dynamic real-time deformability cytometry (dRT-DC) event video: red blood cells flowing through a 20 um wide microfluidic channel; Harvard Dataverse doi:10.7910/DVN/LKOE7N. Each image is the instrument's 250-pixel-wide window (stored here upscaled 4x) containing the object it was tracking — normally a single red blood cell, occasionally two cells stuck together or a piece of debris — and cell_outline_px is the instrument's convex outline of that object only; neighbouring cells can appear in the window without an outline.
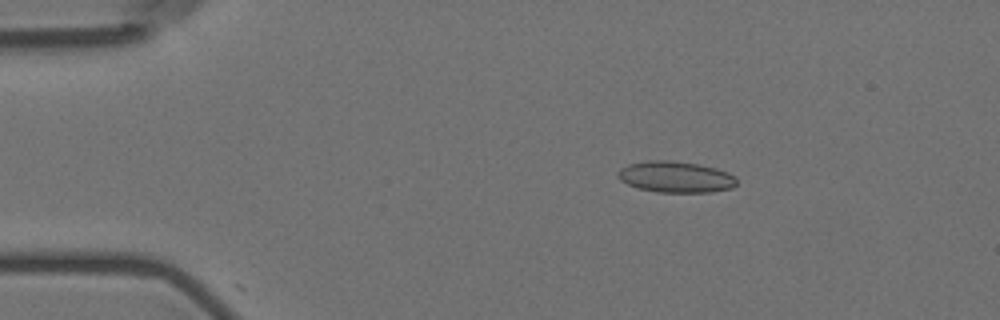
{"species": "Egyptian fruit bat (a non-hibernating species)", "species_latin": "Rousettus aegyptiacus", "temperature_condition": "room temperature", "stored_images_in_passage": 4, "camera_frame_rate_fps": 3000, "um_per_image_px": 0.085, "animal": {"sex": "female"}, "frame": {"image": 1, "passage_image": 3, "time_ms": 2.333, "image_size_px": [1000, 320], "cell_outline_px": [[736, 184], [732, 188], [712, 192], [656, 192], [640, 188], [628, 184], [620, 180], [616, 176], [620, 168], [628, 164], [648, 160], [672, 160], [700, 164], [716, 168], [728, 172], [736, 176]], "centroid_in_image_um": [57.44, 15.03], "position_along_channel_um": 27.6, "area_um2": 21.79}}